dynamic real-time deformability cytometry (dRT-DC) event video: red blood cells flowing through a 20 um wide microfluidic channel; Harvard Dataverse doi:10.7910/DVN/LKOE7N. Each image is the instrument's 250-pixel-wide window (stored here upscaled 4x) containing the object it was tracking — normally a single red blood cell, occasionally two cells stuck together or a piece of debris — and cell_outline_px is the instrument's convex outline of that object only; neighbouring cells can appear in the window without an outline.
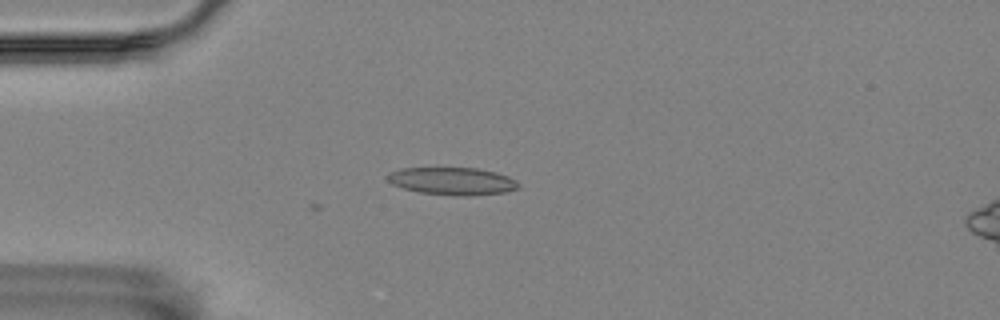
{"species": "Egyptian fruit bat (a non-hibernating species)", "species_latin": "Rousettus aegyptiacus", "temperature_condition": "room temperature", "stored_images_in_passage": 4, "camera_frame_rate_fps": 3000, "um_per_image_px": 0.085, "animal": {"sex": "female"}, "frame": {"image": 1, "passage_image": 1, "time_ms": 0.0, "image_size_px": [1000, 320], "cell_outline_px": [[520, 188], [504, 192], [472, 196], [456, 196], [420, 192], [404, 188], [392, 184], [384, 176], [388, 172], [400, 168], [436, 164], [476, 168], [496, 172], [508, 176], [516, 180], [520, 184]], "centroid_in_image_um": [38.39, 15.33], "position_along_channel_um": 46.6, "area_um2": 22.31}}